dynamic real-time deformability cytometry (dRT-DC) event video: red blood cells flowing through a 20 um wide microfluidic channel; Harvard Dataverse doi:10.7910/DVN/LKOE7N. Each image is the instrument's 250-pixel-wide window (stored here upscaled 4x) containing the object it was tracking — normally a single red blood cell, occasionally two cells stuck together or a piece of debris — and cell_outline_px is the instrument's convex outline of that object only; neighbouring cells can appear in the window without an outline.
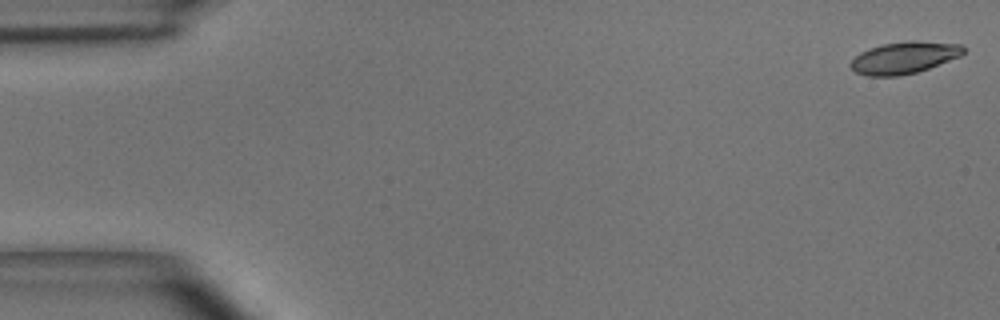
{"species": "common noctule bat (a hibernating species)", "species_latin": "Nyctalus noctula", "temperature_condition": "room temperature", "stored_images_in_passage": 50, "camera_frame_rate_fps": 3000, "um_per_image_px": 0.085, "animal": {"sex": "male", "body_mass_g": 15.6}, "frame": {"image": 1, "passage_image": 1, "time_ms": 0.0, "image_size_px": [1000, 320], "cell_outline_px": [[964, 52], [960, 56], [928, 68], [916, 72], [900, 76], [868, 76], [856, 72], [848, 64], [860, 52], [868, 48], [884, 44], [908, 40], [916, 40], [964, 44]], "centroid_in_image_um": [76.85, 4.89], "position_along_channel_um": 8.1, "area_um2": 21.04}}
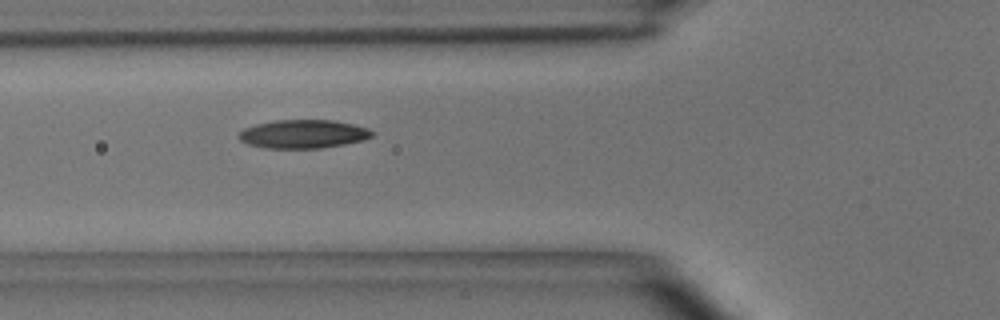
{"frame": {"image": 2, "passage_image": 18, "time_ms": 5.667, "image_size_px": [1000, 320], "cell_outline_px": [[376, 132], [372, 136], [364, 140], [344, 144], [320, 148], [264, 148], [248, 144], [240, 140], [236, 136], [244, 128], [256, 124], [276, 120], [332, 120], [352, 124], [368, 128]], "centroid_in_image_um": [25.77, 11.39], "position_along_channel_um": 100.0, "area_um2": 22.2}}
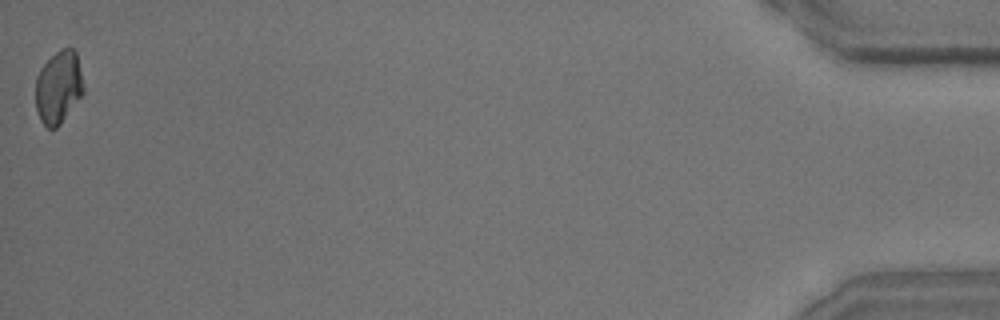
{"frame": {"image": 3, "passage_image": 50, "time_ms": 16.333, "image_size_px": [1000, 320], "cell_outline_px": [[84, 92], [60, 124], [56, 128], [48, 128], [40, 120], [36, 108], [36, 76], [40, 68], [60, 48], [72, 48], [76, 52], [84, 88]], "centroid_in_image_um": [4.96, 7.41], "position_along_channel_um": 430.2, "area_um2": 20.11}, "authors_computed_cell_mechanics": {"area_um2": 21.5883, "velocity_mm_per_s": 3.9688, "shape_relaxation_time_tau1_ms": 3.2849, "shape_relaxation_time_tau2_ms": 5.1206, "deformation_change_tau1": 0.1205, "deformation_change_tau2": 0.1077}}